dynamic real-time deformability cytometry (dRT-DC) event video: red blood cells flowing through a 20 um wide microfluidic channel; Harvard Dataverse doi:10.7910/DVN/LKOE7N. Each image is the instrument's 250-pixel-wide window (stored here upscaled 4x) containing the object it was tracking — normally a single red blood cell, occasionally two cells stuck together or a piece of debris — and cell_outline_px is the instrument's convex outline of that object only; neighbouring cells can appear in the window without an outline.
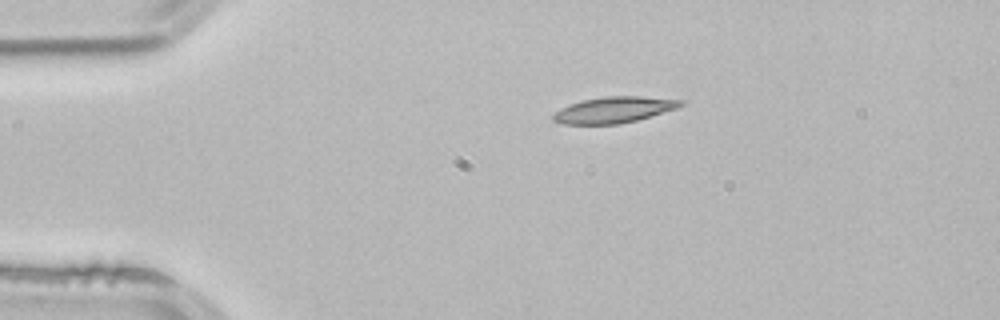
{"species": "common noctule bat (a hibernating species)", "species_latin": "Nyctalus noctula", "temperature_condition": "room temperature", "stored_images_in_passage": 2, "camera_frame_rate_fps": 3000, "um_per_image_px": 0.085, "animal": {"sex": "male", "body_mass_g": 21.5, "forearm_length_mm": 52.0}, "frame": {"image": 1, "passage_image": 1, "time_ms": 0.0, "image_size_px": [1000, 320], "cell_outline_px": [[684, 104], [676, 108], [636, 120], [620, 124], [564, 124], [552, 120], [552, 116], [560, 108], [568, 104], [584, 100], [604, 96], [640, 96], [684, 100]], "centroid_in_image_um": [52.16, 9.33], "position_along_channel_um": 32.8, "area_um2": 19.25}}
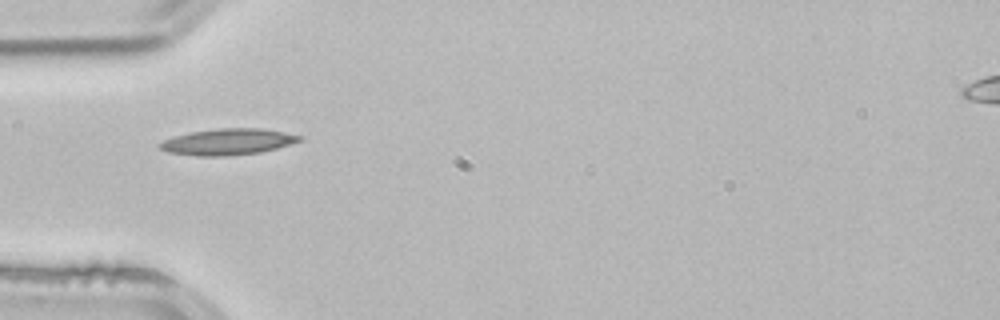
{"frame": {"image": 2, "passage_image": 2, "time_ms": 0.333, "image_size_px": [1000, 320], "cell_outline_px": [[304, 140], [276, 148], [260, 152], [224, 156], [196, 156], [168, 152], [160, 148], [156, 144], [164, 140], [176, 136], [192, 132], [216, 128], [260, 128], [284, 132], [304, 136]], "centroid_in_image_um": [19.39, 12.05], "position_along_channel_um": 65.6, "area_um2": 21.33}}